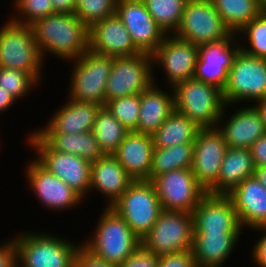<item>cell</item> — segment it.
<instances>
[{"instance_id": "6da1fadb", "label": "cell", "mask_w": 266, "mask_h": 267, "mask_svg": "<svg viewBox=\"0 0 266 267\" xmlns=\"http://www.w3.org/2000/svg\"><path fill=\"white\" fill-rule=\"evenodd\" d=\"M42 57L46 51L65 60L78 59L89 49V29L75 13H53L31 25Z\"/></svg>"}, {"instance_id": "7a4b0ae2", "label": "cell", "mask_w": 266, "mask_h": 267, "mask_svg": "<svg viewBox=\"0 0 266 267\" xmlns=\"http://www.w3.org/2000/svg\"><path fill=\"white\" fill-rule=\"evenodd\" d=\"M172 89L176 110L200 128L220 126L227 106L221 89L195 78L180 82Z\"/></svg>"}, {"instance_id": "3957f363", "label": "cell", "mask_w": 266, "mask_h": 267, "mask_svg": "<svg viewBox=\"0 0 266 267\" xmlns=\"http://www.w3.org/2000/svg\"><path fill=\"white\" fill-rule=\"evenodd\" d=\"M104 210L92 239L82 245L96 257L118 266L141 245V239L112 207Z\"/></svg>"}, {"instance_id": "277c9868", "label": "cell", "mask_w": 266, "mask_h": 267, "mask_svg": "<svg viewBox=\"0 0 266 267\" xmlns=\"http://www.w3.org/2000/svg\"><path fill=\"white\" fill-rule=\"evenodd\" d=\"M42 61L31 25L18 24L9 19L0 28V67L29 73L39 82Z\"/></svg>"}, {"instance_id": "5b68a950", "label": "cell", "mask_w": 266, "mask_h": 267, "mask_svg": "<svg viewBox=\"0 0 266 267\" xmlns=\"http://www.w3.org/2000/svg\"><path fill=\"white\" fill-rule=\"evenodd\" d=\"M12 240L20 267H74L75 254L81 246L46 233L29 232Z\"/></svg>"}, {"instance_id": "8992f818", "label": "cell", "mask_w": 266, "mask_h": 267, "mask_svg": "<svg viewBox=\"0 0 266 267\" xmlns=\"http://www.w3.org/2000/svg\"><path fill=\"white\" fill-rule=\"evenodd\" d=\"M142 240L162 211L151 180H134L111 206Z\"/></svg>"}, {"instance_id": "52a82bcc", "label": "cell", "mask_w": 266, "mask_h": 267, "mask_svg": "<svg viewBox=\"0 0 266 267\" xmlns=\"http://www.w3.org/2000/svg\"><path fill=\"white\" fill-rule=\"evenodd\" d=\"M114 58L88 49L78 59H74L69 98L104 106L105 88Z\"/></svg>"}, {"instance_id": "ba28073f", "label": "cell", "mask_w": 266, "mask_h": 267, "mask_svg": "<svg viewBox=\"0 0 266 267\" xmlns=\"http://www.w3.org/2000/svg\"><path fill=\"white\" fill-rule=\"evenodd\" d=\"M193 216L185 212L162 210L141 244L157 256L192 249Z\"/></svg>"}, {"instance_id": "9c48e42d", "label": "cell", "mask_w": 266, "mask_h": 267, "mask_svg": "<svg viewBox=\"0 0 266 267\" xmlns=\"http://www.w3.org/2000/svg\"><path fill=\"white\" fill-rule=\"evenodd\" d=\"M225 104L258 101L266 97V59L240 50L228 71L222 91Z\"/></svg>"}, {"instance_id": "30bf717a", "label": "cell", "mask_w": 266, "mask_h": 267, "mask_svg": "<svg viewBox=\"0 0 266 267\" xmlns=\"http://www.w3.org/2000/svg\"><path fill=\"white\" fill-rule=\"evenodd\" d=\"M35 159L48 172L61 179L82 198L90 190L91 162L82 157L53 150L35 131L28 137Z\"/></svg>"}, {"instance_id": "8fae6325", "label": "cell", "mask_w": 266, "mask_h": 267, "mask_svg": "<svg viewBox=\"0 0 266 267\" xmlns=\"http://www.w3.org/2000/svg\"><path fill=\"white\" fill-rule=\"evenodd\" d=\"M231 34L211 0H187L180 25L173 33L199 46L224 40Z\"/></svg>"}, {"instance_id": "7c38bea8", "label": "cell", "mask_w": 266, "mask_h": 267, "mask_svg": "<svg viewBox=\"0 0 266 267\" xmlns=\"http://www.w3.org/2000/svg\"><path fill=\"white\" fill-rule=\"evenodd\" d=\"M162 210L192 214L207 191L198 183L191 168L176 169L154 177Z\"/></svg>"}, {"instance_id": "4fadbf2b", "label": "cell", "mask_w": 266, "mask_h": 267, "mask_svg": "<svg viewBox=\"0 0 266 267\" xmlns=\"http://www.w3.org/2000/svg\"><path fill=\"white\" fill-rule=\"evenodd\" d=\"M153 63L152 55L145 53L115 57L105 88V103L115 98L141 94L150 87L154 83Z\"/></svg>"}, {"instance_id": "5bb4252c", "label": "cell", "mask_w": 266, "mask_h": 267, "mask_svg": "<svg viewBox=\"0 0 266 267\" xmlns=\"http://www.w3.org/2000/svg\"><path fill=\"white\" fill-rule=\"evenodd\" d=\"M115 13L141 53L152 55L163 42L166 34L157 25L142 0H117Z\"/></svg>"}, {"instance_id": "9a60e30c", "label": "cell", "mask_w": 266, "mask_h": 267, "mask_svg": "<svg viewBox=\"0 0 266 267\" xmlns=\"http://www.w3.org/2000/svg\"><path fill=\"white\" fill-rule=\"evenodd\" d=\"M193 234H241L237 211L226 195L206 194L195 207Z\"/></svg>"}, {"instance_id": "2e32d148", "label": "cell", "mask_w": 266, "mask_h": 267, "mask_svg": "<svg viewBox=\"0 0 266 267\" xmlns=\"http://www.w3.org/2000/svg\"><path fill=\"white\" fill-rule=\"evenodd\" d=\"M227 143L217 127L200 128L194 142L192 172L208 191L217 181Z\"/></svg>"}, {"instance_id": "e0dca14e", "label": "cell", "mask_w": 266, "mask_h": 267, "mask_svg": "<svg viewBox=\"0 0 266 267\" xmlns=\"http://www.w3.org/2000/svg\"><path fill=\"white\" fill-rule=\"evenodd\" d=\"M235 35L236 33H232L224 40L204 43L199 46L195 79L218 87L223 91L227 82L228 71L241 50V46L236 45V48H233L235 45L232 44L237 41H233L234 37L236 39Z\"/></svg>"}, {"instance_id": "ac0fdd59", "label": "cell", "mask_w": 266, "mask_h": 267, "mask_svg": "<svg viewBox=\"0 0 266 267\" xmlns=\"http://www.w3.org/2000/svg\"><path fill=\"white\" fill-rule=\"evenodd\" d=\"M199 45L173 36H165L152 54L153 61L164 68L168 82L173 87L194 78ZM160 62V63H159Z\"/></svg>"}, {"instance_id": "d6986e66", "label": "cell", "mask_w": 266, "mask_h": 267, "mask_svg": "<svg viewBox=\"0 0 266 267\" xmlns=\"http://www.w3.org/2000/svg\"><path fill=\"white\" fill-rule=\"evenodd\" d=\"M88 34L89 50L94 53L112 57H129L141 53L116 13L93 24Z\"/></svg>"}, {"instance_id": "ffe728a7", "label": "cell", "mask_w": 266, "mask_h": 267, "mask_svg": "<svg viewBox=\"0 0 266 267\" xmlns=\"http://www.w3.org/2000/svg\"><path fill=\"white\" fill-rule=\"evenodd\" d=\"M27 181L44 206L52 210H65L80 204L83 199L61 179L48 172L36 160L27 166ZM70 207V208H69Z\"/></svg>"}, {"instance_id": "44dd1931", "label": "cell", "mask_w": 266, "mask_h": 267, "mask_svg": "<svg viewBox=\"0 0 266 267\" xmlns=\"http://www.w3.org/2000/svg\"><path fill=\"white\" fill-rule=\"evenodd\" d=\"M226 196L237 211L241 227H266V188L255 178L248 177Z\"/></svg>"}, {"instance_id": "7402d4cb", "label": "cell", "mask_w": 266, "mask_h": 267, "mask_svg": "<svg viewBox=\"0 0 266 267\" xmlns=\"http://www.w3.org/2000/svg\"><path fill=\"white\" fill-rule=\"evenodd\" d=\"M152 135L129 131L113 154L134 180H150Z\"/></svg>"}, {"instance_id": "603a6c76", "label": "cell", "mask_w": 266, "mask_h": 267, "mask_svg": "<svg viewBox=\"0 0 266 267\" xmlns=\"http://www.w3.org/2000/svg\"><path fill=\"white\" fill-rule=\"evenodd\" d=\"M133 181L114 155L104 154L91 162L90 190L96 188L104 194L108 198V207L122 196Z\"/></svg>"}, {"instance_id": "cb8c5ba5", "label": "cell", "mask_w": 266, "mask_h": 267, "mask_svg": "<svg viewBox=\"0 0 266 267\" xmlns=\"http://www.w3.org/2000/svg\"><path fill=\"white\" fill-rule=\"evenodd\" d=\"M102 105L69 98L50 119L43 130L36 133H83L92 131L95 118Z\"/></svg>"}, {"instance_id": "d4e9b609", "label": "cell", "mask_w": 266, "mask_h": 267, "mask_svg": "<svg viewBox=\"0 0 266 267\" xmlns=\"http://www.w3.org/2000/svg\"><path fill=\"white\" fill-rule=\"evenodd\" d=\"M228 119L224 126H217L228 148L250 149L252 144L266 133L261 115L254 106L244 107Z\"/></svg>"}, {"instance_id": "484cf974", "label": "cell", "mask_w": 266, "mask_h": 267, "mask_svg": "<svg viewBox=\"0 0 266 267\" xmlns=\"http://www.w3.org/2000/svg\"><path fill=\"white\" fill-rule=\"evenodd\" d=\"M154 83L140 94V112L135 132L152 135L175 110L174 92L168 94Z\"/></svg>"}, {"instance_id": "4316f807", "label": "cell", "mask_w": 266, "mask_h": 267, "mask_svg": "<svg viewBox=\"0 0 266 267\" xmlns=\"http://www.w3.org/2000/svg\"><path fill=\"white\" fill-rule=\"evenodd\" d=\"M255 165L248 148H227L218 176V181L208 194L226 195L243 180L254 176Z\"/></svg>"}, {"instance_id": "83f0119b", "label": "cell", "mask_w": 266, "mask_h": 267, "mask_svg": "<svg viewBox=\"0 0 266 267\" xmlns=\"http://www.w3.org/2000/svg\"><path fill=\"white\" fill-rule=\"evenodd\" d=\"M241 234H193L192 252L197 267H221Z\"/></svg>"}, {"instance_id": "f1b7e54d", "label": "cell", "mask_w": 266, "mask_h": 267, "mask_svg": "<svg viewBox=\"0 0 266 267\" xmlns=\"http://www.w3.org/2000/svg\"><path fill=\"white\" fill-rule=\"evenodd\" d=\"M53 150L82 157L90 162L104 154L92 131L83 133H37Z\"/></svg>"}, {"instance_id": "f546056e", "label": "cell", "mask_w": 266, "mask_h": 267, "mask_svg": "<svg viewBox=\"0 0 266 267\" xmlns=\"http://www.w3.org/2000/svg\"><path fill=\"white\" fill-rule=\"evenodd\" d=\"M200 129L192 120L174 110L152 134L154 148H169L182 143H194Z\"/></svg>"}, {"instance_id": "4dcf8cb0", "label": "cell", "mask_w": 266, "mask_h": 267, "mask_svg": "<svg viewBox=\"0 0 266 267\" xmlns=\"http://www.w3.org/2000/svg\"><path fill=\"white\" fill-rule=\"evenodd\" d=\"M211 2L225 25L236 34L266 8L259 0H211Z\"/></svg>"}, {"instance_id": "1f68e13d", "label": "cell", "mask_w": 266, "mask_h": 267, "mask_svg": "<svg viewBox=\"0 0 266 267\" xmlns=\"http://www.w3.org/2000/svg\"><path fill=\"white\" fill-rule=\"evenodd\" d=\"M194 143H182L169 148H154L150 180L161 173L192 168Z\"/></svg>"}, {"instance_id": "d6a6232c", "label": "cell", "mask_w": 266, "mask_h": 267, "mask_svg": "<svg viewBox=\"0 0 266 267\" xmlns=\"http://www.w3.org/2000/svg\"><path fill=\"white\" fill-rule=\"evenodd\" d=\"M92 132L103 154L113 155L129 130L102 106L95 118Z\"/></svg>"}, {"instance_id": "836d02e7", "label": "cell", "mask_w": 266, "mask_h": 267, "mask_svg": "<svg viewBox=\"0 0 266 267\" xmlns=\"http://www.w3.org/2000/svg\"><path fill=\"white\" fill-rule=\"evenodd\" d=\"M157 25L166 35L176 32L187 0H142Z\"/></svg>"}, {"instance_id": "e575fe53", "label": "cell", "mask_w": 266, "mask_h": 267, "mask_svg": "<svg viewBox=\"0 0 266 267\" xmlns=\"http://www.w3.org/2000/svg\"><path fill=\"white\" fill-rule=\"evenodd\" d=\"M106 109L129 131H135L140 112V94L112 99Z\"/></svg>"}, {"instance_id": "d590c367", "label": "cell", "mask_w": 266, "mask_h": 267, "mask_svg": "<svg viewBox=\"0 0 266 267\" xmlns=\"http://www.w3.org/2000/svg\"><path fill=\"white\" fill-rule=\"evenodd\" d=\"M117 0H76L74 13L89 29L116 12Z\"/></svg>"}, {"instance_id": "8d00e7d4", "label": "cell", "mask_w": 266, "mask_h": 267, "mask_svg": "<svg viewBox=\"0 0 266 267\" xmlns=\"http://www.w3.org/2000/svg\"><path fill=\"white\" fill-rule=\"evenodd\" d=\"M245 34L250 43L248 47H241L246 54L266 59V8L252 19L238 34Z\"/></svg>"}, {"instance_id": "74e56055", "label": "cell", "mask_w": 266, "mask_h": 267, "mask_svg": "<svg viewBox=\"0 0 266 267\" xmlns=\"http://www.w3.org/2000/svg\"><path fill=\"white\" fill-rule=\"evenodd\" d=\"M37 80L29 73L11 68L0 67V85L15 100L27 95Z\"/></svg>"}, {"instance_id": "f35d334b", "label": "cell", "mask_w": 266, "mask_h": 267, "mask_svg": "<svg viewBox=\"0 0 266 267\" xmlns=\"http://www.w3.org/2000/svg\"><path fill=\"white\" fill-rule=\"evenodd\" d=\"M14 5L22 17L19 16L18 19L13 17L10 20L22 25H32L38 19L56 13L52 0H15Z\"/></svg>"}, {"instance_id": "ab89813d", "label": "cell", "mask_w": 266, "mask_h": 267, "mask_svg": "<svg viewBox=\"0 0 266 267\" xmlns=\"http://www.w3.org/2000/svg\"><path fill=\"white\" fill-rule=\"evenodd\" d=\"M159 256L147 250L142 244L117 267H157Z\"/></svg>"}, {"instance_id": "60d3db41", "label": "cell", "mask_w": 266, "mask_h": 267, "mask_svg": "<svg viewBox=\"0 0 266 267\" xmlns=\"http://www.w3.org/2000/svg\"><path fill=\"white\" fill-rule=\"evenodd\" d=\"M157 267H197L192 249L159 256Z\"/></svg>"}, {"instance_id": "b9f144b4", "label": "cell", "mask_w": 266, "mask_h": 267, "mask_svg": "<svg viewBox=\"0 0 266 267\" xmlns=\"http://www.w3.org/2000/svg\"><path fill=\"white\" fill-rule=\"evenodd\" d=\"M74 267H117V265L96 257L82 245L75 254Z\"/></svg>"}, {"instance_id": "7bdbcfd3", "label": "cell", "mask_w": 266, "mask_h": 267, "mask_svg": "<svg viewBox=\"0 0 266 267\" xmlns=\"http://www.w3.org/2000/svg\"><path fill=\"white\" fill-rule=\"evenodd\" d=\"M5 243L0 246V267H18L17 247L14 241L11 239Z\"/></svg>"}, {"instance_id": "ee69618b", "label": "cell", "mask_w": 266, "mask_h": 267, "mask_svg": "<svg viewBox=\"0 0 266 267\" xmlns=\"http://www.w3.org/2000/svg\"><path fill=\"white\" fill-rule=\"evenodd\" d=\"M250 150L255 167L266 166V133L252 144Z\"/></svg>"}, {"instance_id": "f6af8a7d", "label": "cell", "mask_w": 266, "mask_h": 267, "mask_svg": "<svg viewBox=\"0 0 266 267\" xmlns=\"http://www.w3.org/2000/svg\"><path fill=\"white\" fill-rule=\"evenodd\" d=\"M266 232V227L256 228ZM263 232V237L253 246L252 258L259 267H266V233Z\"/></svg>"}, {"instance_id": "bcb514c9", "label": "cell", "mask_w": 266, "mask_h": 267, "mask_svg": "<svg viewBox=\"0 0 266 267\" xmlns=\"http://www.w3.org/2000/svg\"><path fill=\"white\" fill-rule=\"evenodd\" d=\"M54 11L58 13H74L76 0H52Z\"/></svg>"}, {"instance_id": "7dc6e473", "label": "cell", "mask_w": 266, "mask_h": 267, "mask_svg": "<svg viewBox=\"0 0 266 267\" xmlns=\"http://www.w3.org/2000/svg\"><path fill=\"white\" fill-rule=\"evenodd\" d=\"M16 101L7 91L1 88L0 85V113L10 108Z\"/></svg>"}, {"instance_id": "c3c4849f", "label": "cell", "mask_w": 266, "mask_h": 267, "mask_svg": "<svg viewBox=\"0 0 266 267\" xmlns=\"http://www.w3.org/2000/svg\"><path fill=\"white\" fill-rule=\"evenodd\" d=\"M256 102H258V103L254 104L255 105L254 107L260 113L261 119H262L264 126L266 128V97L261 99V100H258Z\"/></svg>"}, {"instance_id": "681fc988", "label": "cell", "mask_w": 266, "mask_h": 267, "mask_svg": "<svg viewBox=\"0 0 266 267\" xmlns=\"http://www.w3.org/2000/svg\"><path fill=\"white\" fill-rule=\"evenodd\" d=\"M254 176L266 188V166L256 167Z\"/></svg>"}, {"instance_id": "f907efd6", "label": "cell", "mask_w": 266, "mask_h": 267, "mask_svg": "<svg viewBox=\"0 0 266 267\" xmlns=\"http://www.w3.org/2000/svg\"><path fill=\"white\" fill-rule=\"evenodd\" d=\"M259 1L262 2L266 6V0H259Z\"/></svg>"}]
</instances>
